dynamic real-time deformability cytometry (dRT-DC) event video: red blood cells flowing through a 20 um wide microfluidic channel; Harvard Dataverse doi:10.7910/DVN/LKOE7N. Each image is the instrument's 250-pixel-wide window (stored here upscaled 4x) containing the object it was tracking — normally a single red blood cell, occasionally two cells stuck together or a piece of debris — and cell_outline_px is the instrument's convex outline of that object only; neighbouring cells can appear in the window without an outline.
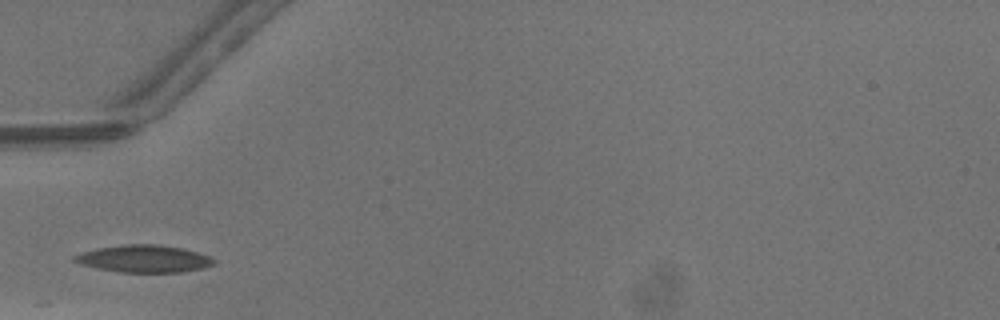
{"species": "common noctule bat (a hibernating species)", "species_latin": "Nyctalus noctula", "temperature_condition": "warm", "stored_images_in_passage": 14, "camera_frame_rate_fps": 3000, "um_per_image_px": 0.085, "animal": {"sex": "male", "body_mass_g": 13.3}, "frame": {"image": 1, "passage_image": 1, "time_ms": 0.0, "image_size_px": [1000, 320], "cell_outline_px": [[216, 260], [212, 264], [204, 268], [180, 272], [116, 272], [80, 264], [72, 260], [72, 256], [96, 248], [120, 244], [156, 244], [184, 248], [208, 256]], "centroid_in_image_um": [12.2, 21.98], "position_along_channel_um": 72.8, "area_um2": 22.2}}
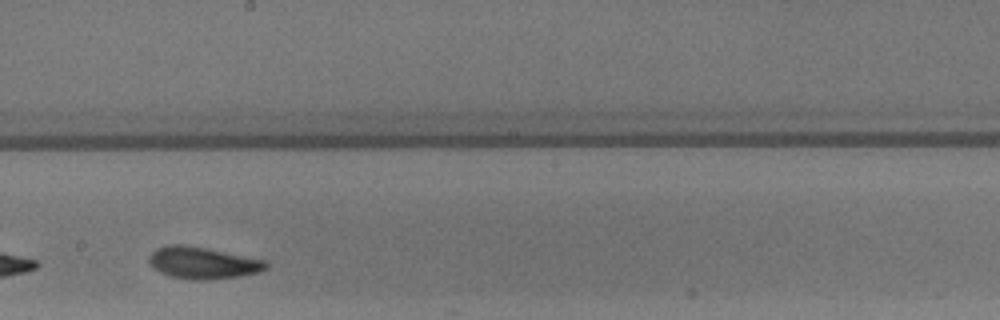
{"frame": {"image": 2, "passage_image": 12, "time_ms": 3.667, "image_size_px": [1000, 320], "cell_outline_px": [[268, 268], [260, 272], [240, 276], [204, 280], [188, 280], [172, 276], [160, 272], [148, 260], [152, 252], [156, 248], [168, 244], [184, 244], [208, 248], [268, 260]], "centroid_in_image_um": [17.29, 22.33], "position_along_channel_um": 230.9, "area_um2": 21.91}}